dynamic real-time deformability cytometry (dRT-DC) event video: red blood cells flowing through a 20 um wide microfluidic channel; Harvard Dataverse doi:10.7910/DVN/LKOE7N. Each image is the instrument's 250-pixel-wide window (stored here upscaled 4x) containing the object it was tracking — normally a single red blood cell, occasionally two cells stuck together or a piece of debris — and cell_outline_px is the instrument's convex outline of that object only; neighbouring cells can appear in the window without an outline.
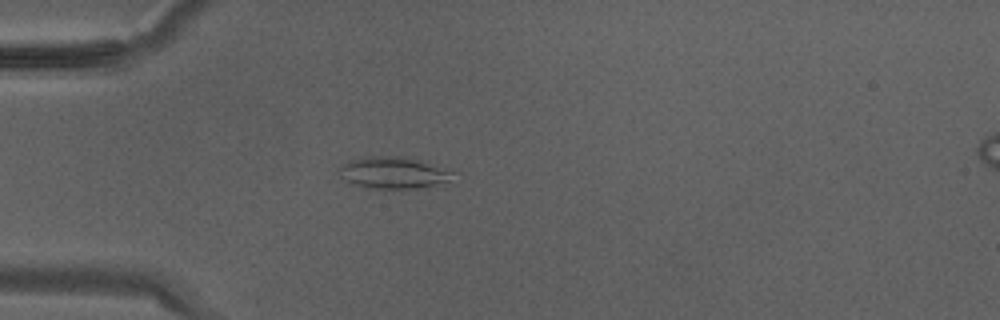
{"species": "Egyptian fruit bat (a non-hibernating species)", "species_latin": "Rousettus aegyptiacus", "temperature_condition": "warm", "stored_images_in_passage": 36, "camera_frame_rate_fps": 3000, "um_per_image_px": 0.085, "animal": {"sex": "male"}, "frame": {"image": 1, "passage_image": 11, "time_ms": 3.333, "image_size_px": [1000, 320], "cell_outline_px": [[456, 172], [448, 180], [436, 184], [416, 188], [368, 188], [356, 184], [348, 180], [340, 168], [348, 160], [364, 156], [400, 156], [428, 160]], "centroid_in_image_um": [33.54, 14.64], "position_along_channel_um": 51.5, "area_um2": 20.87}}
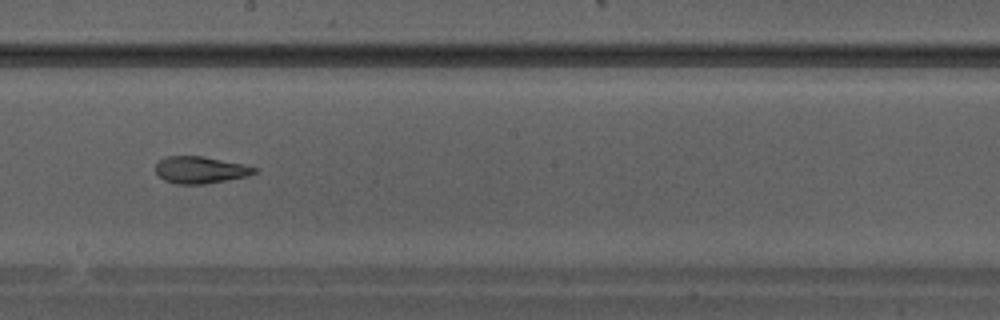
{"frame": {"image": 2, "passage_image": 21, "time_ms": 6.667, "image_size_px": [1000, 320], "cell_outline_px": [[256, 172], [248, 176], [204, 184], [176, 184], [164, 180], [156, 172], [156, 164], [160, 160], [168, 156], [204, 156], [244, 164], [256, 168]], "centroid_in_image_um": [17.03, 14.44], "position_along_channel_um": 231.2, "area_um2": 15.43}}